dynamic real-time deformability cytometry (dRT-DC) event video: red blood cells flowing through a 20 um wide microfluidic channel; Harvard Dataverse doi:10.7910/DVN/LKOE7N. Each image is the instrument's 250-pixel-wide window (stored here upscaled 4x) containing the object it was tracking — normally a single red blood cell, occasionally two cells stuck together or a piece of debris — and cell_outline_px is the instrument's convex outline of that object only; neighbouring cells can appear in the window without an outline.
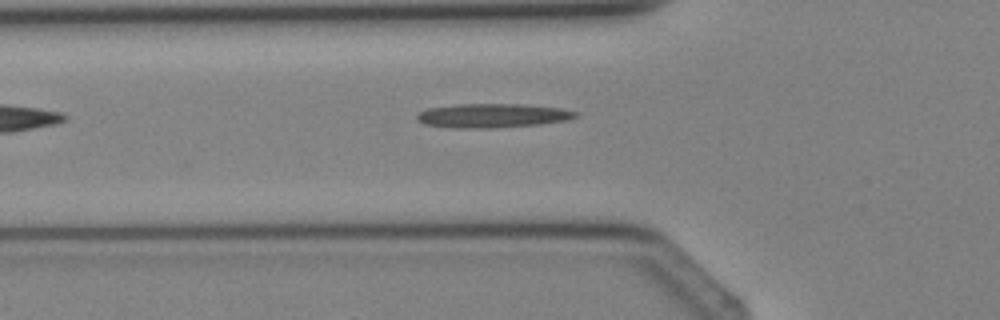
{"species": "Egyptian fruit bat (a non-hibernating species)", "species_latin": "Rousettus aegyptiacus", "temperature_condition": "cold", "stored_images_in_passage": 3, "camera_frame_rate_fps": 3000, "um_per_image_px": 0.085, "animal": {"sex": "female"}, "frame": {"image": 1, "passage_image": 3, "time_ms": 3.0, "image_size_px": [1000, 320], "cell_outline_px": [[576, 116], [564, 120], [540, 124], [492, 128], [448, 128], [424, 124], [416, 120], [416, 116], [420, 112], [428, 108], [456, 104], [520, 104], [560, 108], [576, 112]], "centroid_in_image_um": [41.76, 9.83], "position_along_channel_um": 84.0, "area_um2": 22.14}}